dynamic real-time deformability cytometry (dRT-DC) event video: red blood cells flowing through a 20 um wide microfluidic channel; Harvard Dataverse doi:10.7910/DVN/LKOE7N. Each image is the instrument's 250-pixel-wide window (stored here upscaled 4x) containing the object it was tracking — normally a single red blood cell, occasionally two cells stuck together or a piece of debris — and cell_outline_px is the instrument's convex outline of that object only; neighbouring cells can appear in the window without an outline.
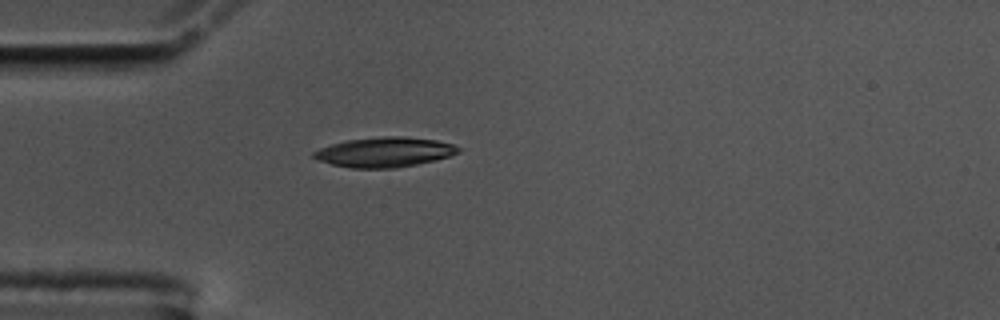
{"species": "common noctule bat (a hibernating species)", "species_latin": "Nyctalus noctula", "temperature_condition": "cold", "stored_images_in_passage": 42, "camera_frame_rate_fps": 3000, "um_per_image_px": 0.085, "animal": {"sex": "male", "body_mass_g": 17.5, "forearm_length_mm": 52.3}, "frame": {"image": 1, "passage_image": 1, "time_ms": 0.0, "image_size_px": [1000, 320], "cell_outline_px": [[460, 152], [448, 156], [416, 164], [396, 168], [352, 168], [332, 164], [320, 160], [312, 156], [312, 152], [320, 148], [344, 140], [384, 136], [404, 136], [436, 140], [452, 144], [460, 148]], "centroid_in_image_um": [32.67, 12.92], "position_along_channel_um": 52.3, "area_um2": 24.97}}
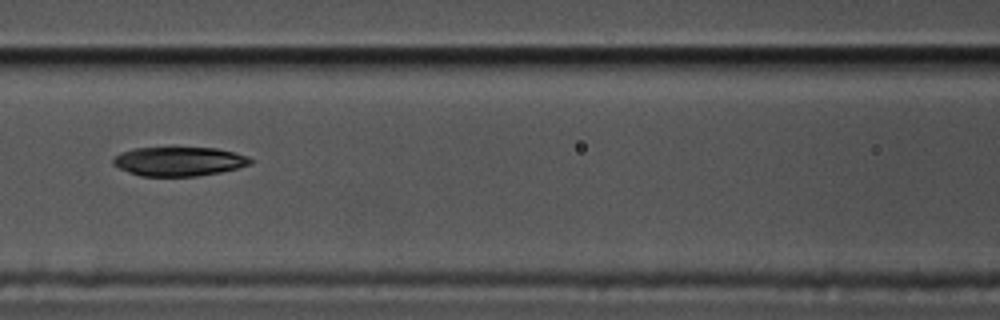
{"frame": {"image": 2, "passage_image": 10, "time_ms": 3.0, "image_size_px": [1000, 320], "cell_outline_px": [[256, 160], [252, 164], [220, 172], [196, 176], [140, 176], [128, 172], [112, 164], [112, 156], [120, 152], [136, 148], [216, 148], [236, 152], [248, 156]], "centroid_in_image_um": [15.22, 13.72], "position_along_channel_um": 151.4, "area_um2": 23.47}}
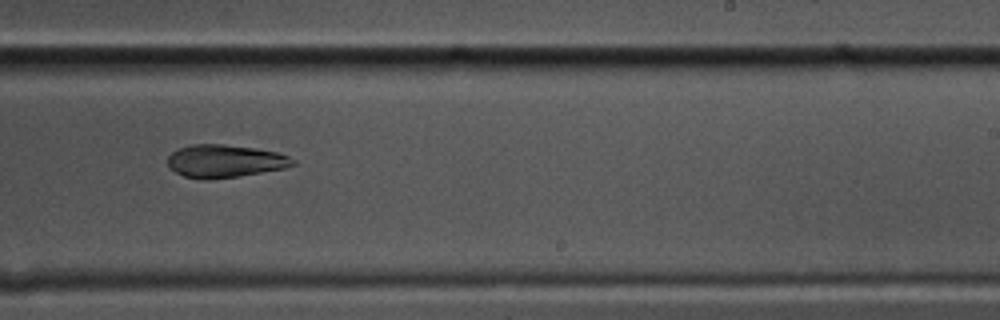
{"frame": {"image": 3, "passage_image": 20, "time_ms": 6.333, "image_size_px": [1000, 320], "cell_outline_px": [[296, 164], [284, 168], [236, 176], [208, 180], [200, 180], [184, 176], [168, 168], [168, 156], [172, 152], [180, 148], [192, 144], [224, 144], [256, 148], [276, 152], [288, 156], [296, 160]], "centroid_in_image_um": [19.09, 13.69], "position_along_channel_um": 269.9, "area_um2": 23.93}, "authors_computed_cell_mechanics": {"area_um2": 25.0852, "velocity_mm_per_s": 3.5666, "shape_relaxation_time_tau1_ms": 6.8598, "shape_relaxation_time_tau2_ms": null, "deformation_change_tau1": 0.1618, "deformation_change_tau2": null}}